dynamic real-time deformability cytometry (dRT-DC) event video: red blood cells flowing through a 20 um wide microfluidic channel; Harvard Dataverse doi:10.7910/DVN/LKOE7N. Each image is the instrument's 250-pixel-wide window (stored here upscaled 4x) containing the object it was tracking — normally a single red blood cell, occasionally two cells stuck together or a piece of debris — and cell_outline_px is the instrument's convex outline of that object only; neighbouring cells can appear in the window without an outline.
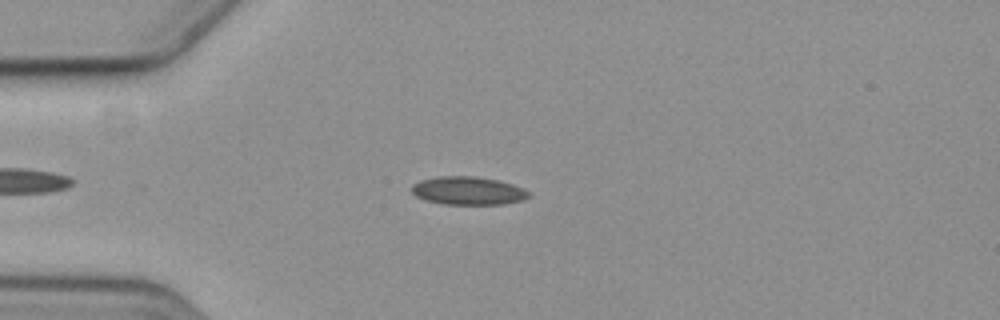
{"species": "common noctule bat (a hibernating species)", "species_latin": "Nyctalus noctula", "temperature_condition": "cold", "stored_images_in_passage": 10, "camera_frame_rate_fps": 3000, "um_per_image_px": 0.085, "animal": {"sex": "female", "body_mass_g": 19.3, "forearm_length_mm": 54.1}, "frame": {"image": 1, "passage_image": 5, "time_ms": 4.667, "image_size_px": [1000, 320], "cell_outline_px": [[532, 196], [524, 200], [504, 204], [444, 204], [424, 200], [416, 196], [412, 192], [412, 184], [420, 180], [440, 176], [476, 176], [496, 180], [512, 184], [528, 192]], "centroid_in_image_um": [39.77, 16.21], "position_along_channel_um": 45.2, "area_um2": 19.19}}
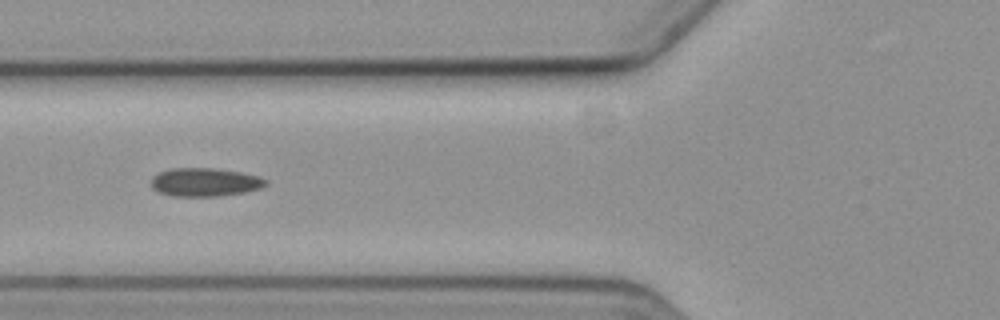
{"frame": {"image": 2, "passage_image": 7, "time_ms": 7.0, "image_size_px": [1000, 320], "cell_outline_px": [[268, 184], [260, 188], [244, 192], [216, 196], [176, 196], [160, 192], [152, 188], [152, 176], [160, 172], [172, 168], [212, 168], [240, 172], [260, 176], [268, 180]], "centroid_in_image_um": [17.44, 15.48], "position_along_channel_um": 108.4, "area_um2": 18.84}}
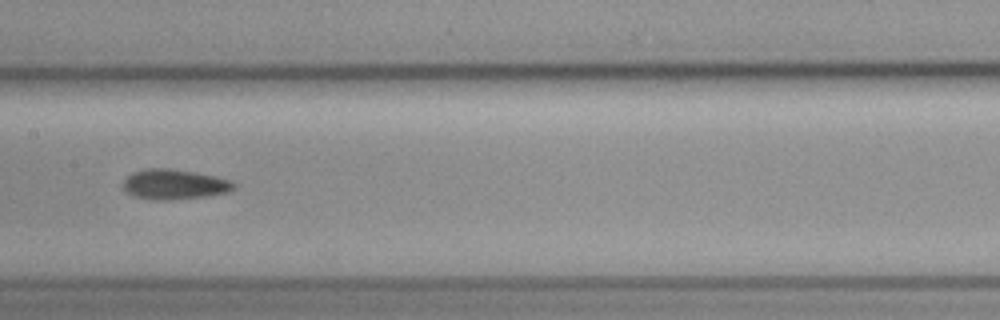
{"frame": {"image": 3, "passage_image": 9, "time_ms": 9.333, "image_size_px": [1000, 320], "cell_outline_px": [[236, 188], [228, 192], [204, 196], [164, 200], [156, 200], [136, 196], [128, 192], [124, 188], [124, 180], [132, 172], [148, 168], [168, 168], [192, 172], [212, 176], [228, 180], [236, 184]], "centroid_in_image_um": [14.81, 15.66], "position_along_channel_um": 192.6, "area_um2": 18.9}}